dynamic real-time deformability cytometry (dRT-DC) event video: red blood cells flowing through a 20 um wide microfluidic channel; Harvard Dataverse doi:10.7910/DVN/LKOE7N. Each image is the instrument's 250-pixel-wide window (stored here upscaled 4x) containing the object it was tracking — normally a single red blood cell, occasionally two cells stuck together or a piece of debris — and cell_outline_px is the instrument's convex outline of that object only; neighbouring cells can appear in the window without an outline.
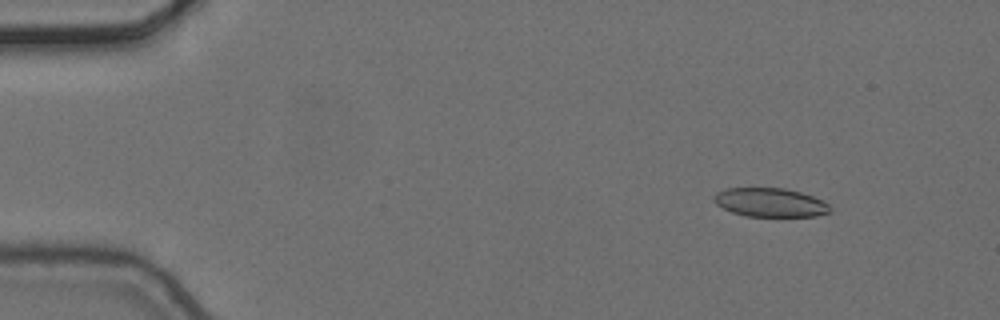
{"species": "common noctule bat (a hibernating species)", "species_latin": "Nyctalus noctula", "temperature_condition": "cold", "stored_images_in_passage": 6, "camera_frame_rate_fps": 3000, "um_per_image_px": 0.085, "animal": {"sex": "female", "body_mass_g": 24.6, "forearm_length_mm": 56.2}, "frame": {"image": 1, "passage_image": 2, "time_ms": 0.333, "image_size_px": [1000, 320], "cell_outline_px": [[832, 212], [816, 216], [744, 216], [732, 212], [716, 204], [712, 200], [712, 196], [716, 192], [724, 188], [784, 188], [800, 192], [824, 200], [832, 208]], "centroid_in_image_um": [65.46, 17.21], "position_along_channel_um": 19.5, "area_um2": 19.71}}
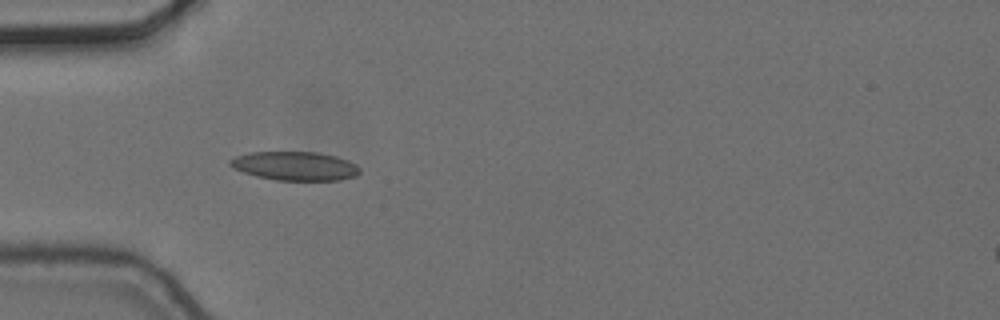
{"frame": {"image": 2, "passage_image": 5, "time_ms": 1.333, "image_size_px": [1000, 320], "cell_outline_px": [[360, 172], [356, 176], [340, 180], [276, 180], [256, 176], [232, 168], [228, 164], [228, 160], [236, 156], [252, 152], [320, 152], [336, 156], [348, 160], [356, 164], [360, 168]], "centroid_in_image_um": [25.08, 14.1], "position_along_channel_um": 59.9, "area_um2": 21.91}}
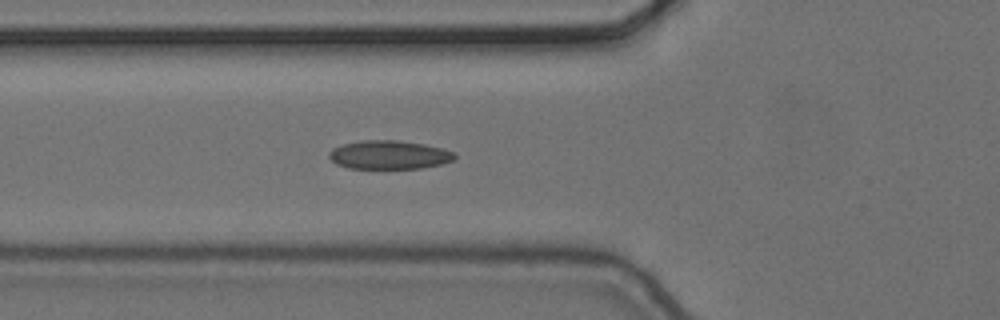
{"frame": {"image": 3, "passage_image": 6, "time_ms": 1.667, "image_size_px": [1000, 320], "cell_outline_px": [[456, 156], [452, 160], [440, 164], [420, 168], [348, 168], [336, 164], [328, 156], [328, 152], [332, 148], [340, 144], [360, 140], [396, 140], [424, 144], [444, 148], [452, 152]], "centroid_in_image_um": [33.02, 13.15], "position_along_channel_um": 92.8, "area_um2": 20.98}}